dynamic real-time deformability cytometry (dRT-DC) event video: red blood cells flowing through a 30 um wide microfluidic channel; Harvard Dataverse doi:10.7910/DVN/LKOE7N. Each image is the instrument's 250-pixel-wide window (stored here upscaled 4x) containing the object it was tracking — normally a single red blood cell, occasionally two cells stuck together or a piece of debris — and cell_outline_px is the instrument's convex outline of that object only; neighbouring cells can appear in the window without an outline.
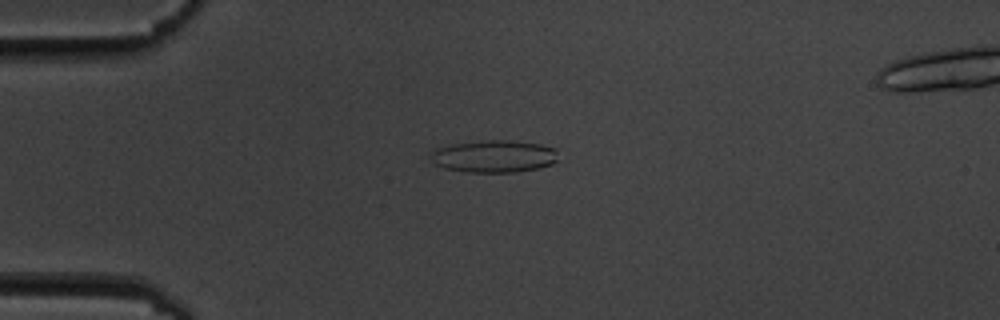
{"species": "common noctule bat (a hibernating species)", "species_latin": "Nyctalus noctula", "temperature_condition": "cold", "stored_images_in_passage": 4, "camera_frame_rate_fps": 3000, "um_per_image_px": 0.085, "animal": {"sex": "male", "body_mass_g": 19.5, "forearm_length_mm": 54.6}, "frame": {"image": 1, "passage_image": 1, "time_ms": 0.0, "image_size_px": [1000, 320], "cell_outline_px": [[556, 160], [552, 164], [540, 168], [516, 172], [468, 172], [444, 168], [436, 164], [432, 160], [432, 152], [436, 148], [452, 144], [488, 140], [508, 140], [540, 144], [556, 148]], "centroid_in_image_um": [42.01, 13.29], "position_along_channel_um": 43.0, "area_um2": 23.87}}
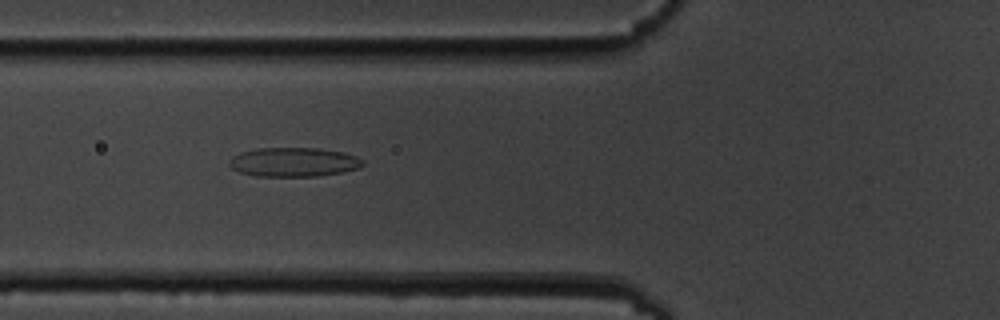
{"frame": {"image": 2, "passage_image": 3, "time_ms": 2.333, "image_size_px": [1000, 320], "cell_outline_px": [[364, 164], [360, 168], [340, 172], [316, 176], [256, 176], [240, 172], [232, 168], [228, 164], [228, 160], [232, 156], [240, 152], [256, 148], [320, 148], [344, 152], [356, 156], [364, 160]], "centroid_in_image_um": [24.95, 13.77], "position_along_channel_um": 100.8, "area_um2": 22.83}}
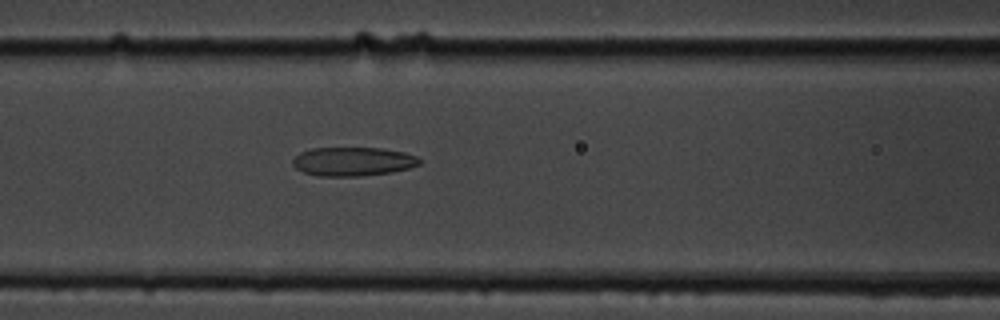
{"frame": {"image": 3, "passage_image": 4, "time_ms": 3.333, "image_size_px": [1000, 320], "cell_outline_px": [[420, 164], [408, 168], [392, 172], [360, 176], [320, 176], [304, 172], [296, 168], [292, 164], [292, 160], [300, 152], [312, 148], [380, 148], [404, 152], [416, 156], [420, 160]], "centroid_in_image_um": [29.99, 13.73], "position_along_channel_um": 136.6, "area_um2": 21.21}}